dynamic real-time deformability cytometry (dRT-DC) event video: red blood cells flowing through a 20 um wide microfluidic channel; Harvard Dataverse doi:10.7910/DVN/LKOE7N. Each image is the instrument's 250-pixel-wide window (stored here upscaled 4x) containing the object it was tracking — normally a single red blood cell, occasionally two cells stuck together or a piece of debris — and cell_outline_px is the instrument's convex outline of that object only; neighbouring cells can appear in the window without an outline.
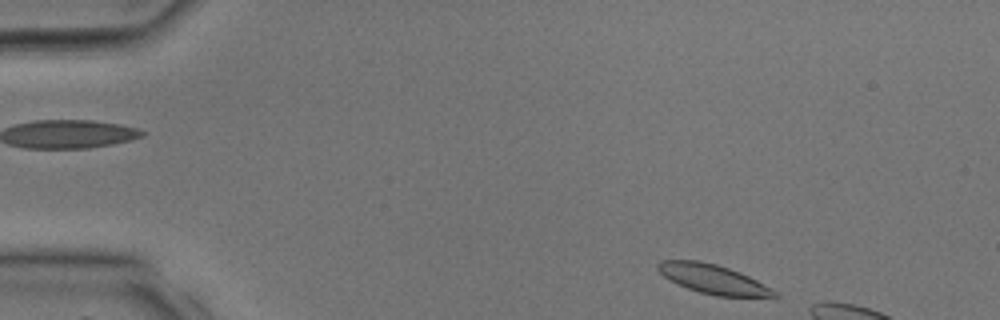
{"species": "common noctule bat (a hibernating species)", "species_latin": "Nyctalus noctula", "temperature_condition": "room temperature", "stored_images_in_passage": 5, "camera_frame_rate_fps": 3000, "um_per_image_px": 0.085, "animal": {"sex": "male", "body_mass_g": 17.9, "forearm_length_mm": 54.2}, "frame": {"image": 1, "passage_image": 1, "time_ms": 0.0, "image_size_px": [1000, 320], "cell_outline_px": [[780, 296], [716, 296], [700, 292], [688, 288], [664, 276], [656, 268], [656, 264], [660, 260], [700, 260], [716, 264], [740, 272], [780, 292]], "centroid_in_image_um": [60.62, 23.71], "position_along_channel_um": 24.4, "area_um2": 19.65}}